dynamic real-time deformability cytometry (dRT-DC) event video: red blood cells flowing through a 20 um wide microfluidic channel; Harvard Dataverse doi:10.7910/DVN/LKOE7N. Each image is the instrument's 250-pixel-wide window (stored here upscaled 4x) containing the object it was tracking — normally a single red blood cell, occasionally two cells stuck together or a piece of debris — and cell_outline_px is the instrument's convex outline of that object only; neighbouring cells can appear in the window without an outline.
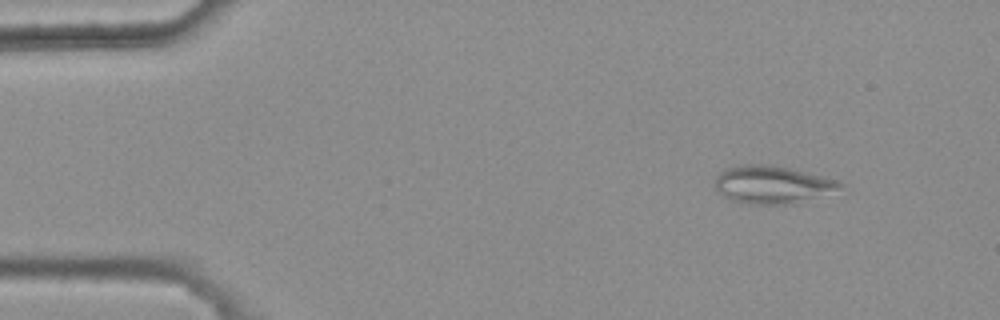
{"species": "common noctule bat (a hibernating species)", "species_latin": "Nyctalus noctula", "temperature_condition": "warm", "stored_images_in_passage": 6, "camera_frame_rate_fps": 3000, "um_per_image_px": 0.085, "animal": {"sex": "female", "body_mass_g": 25.1}, "frame": {"image": 1, "passage_image": 1, "time_ms": 0.0, "image_size_px": [1000, 320], "cell_outline_px": [[844, 184], [836, 188], [800, 204], [740, 204], [728, 200], [716, 192], [716, 176], [720, 172], [728, 168], [740, 164], [772, 164], [792, 168], [840, 180]], "centroid_in_image_um": [65.59, 15.7], "position_along_channel_um": 19.4, "area_um2": 27.92}}
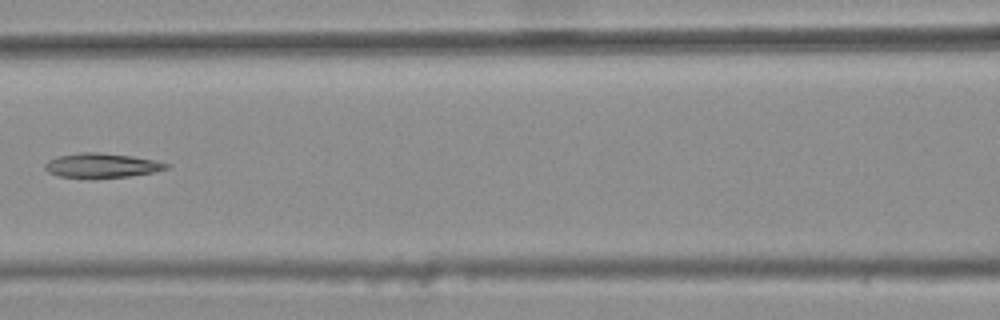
{"frame": {"image": 2, "passage_image": 6, "time_ms": 1.667, "image_size_px": [1000, 320], "cell_outline_px": [[172, 164], [168, 168], [152, 172], [128, 176], [92, 180], [88, 180], [60, 176], [48, 172], [44, 168], [44, 164], [48, 160], [56, 156], [80, 152], [96, 152], [132, 156]], "centroid_in_image_um": [8.58, 14.09], "position_along_channel_um": 158.0, "area_um2": 17.74}}